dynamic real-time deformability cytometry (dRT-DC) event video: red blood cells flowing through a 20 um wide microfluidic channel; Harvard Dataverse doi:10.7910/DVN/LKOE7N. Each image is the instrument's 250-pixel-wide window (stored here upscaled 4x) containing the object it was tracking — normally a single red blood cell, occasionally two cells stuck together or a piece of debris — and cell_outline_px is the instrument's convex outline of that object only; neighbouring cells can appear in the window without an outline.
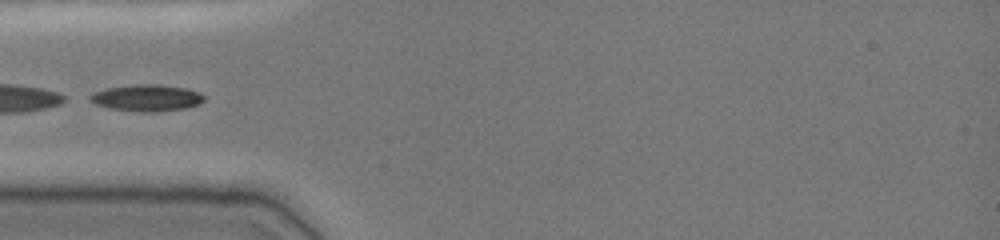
{"species": "common noctule bat (a hibernating species)", "species_latin": "Nyctalus noctula", "temperature_condition": "cold", "stored_images_in_passage": 33, "camera_frame_rate_fps": 3000, "um_per_image_px": 0.085, "animal": {"sex": "female", "body_mass_g": 19.0, "forearm_length_mm": 51.5}, "frame": {"image": 1, "passage_image": 1, "time_ms": 0.0, "image_size_px": [1000, 240], "cell_outline_px": [[204, 100], [196, 104], [184, 108], [148, 112], [140, 112], [108, 108], [96, 104], [88, 100], [88, 96], [92, 92], [108, 88], [136, 84], [160, 84], [188, 88], [200, 92], [204, 96]], "centroid_in_image_um": [12.43, 8.3], "position_along_channel_um": 72.6, "area_um2": 17.69}}